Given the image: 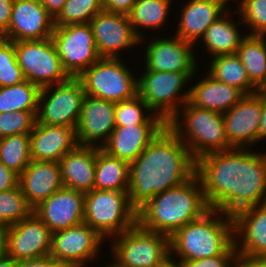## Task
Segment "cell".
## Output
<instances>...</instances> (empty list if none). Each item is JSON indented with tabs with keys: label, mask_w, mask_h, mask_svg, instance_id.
I'll return each mask as SVG.
<instances>
[{
	"label": "cell",
	"mask_w": 266,
	"mask_h": 267,
	"mask_svg": "<svg viewBox=\"0 0 266 267\" xmlns=\"http://www.w3.org/2000/svg\"><path fill=\"white\" fill-rule=\"evenodd\" d=\"M234 267H266V256L237 254Z\"/></svg>",
	"instance_id": "45"
},
{
	"label": "cell",
	"mask_w": 266,
	"mask_h": 267,
	"mask_svg": "<svg viewBox=\"0 0 266 267\" xmlns=\"http://www.w3.org/2000/svg\"><path fill=\"white\" fill-rule=\"evenodd\" d=\"M102 10V0H67L54 18V26L89 23Z\"/></svg>",
	"instance_id": "36"
},
{
	"label": "cell",
	"mask_w": 266,
	"mask_h": 267,
	"mask_svg": "<svg viewBox=\"0 0 266 267\" xmlns=\"http://www.w3.org/2000/svg\"><path fill=\"white\" fill-rule=\"evenodd\" d=\"M19 186V174L0 162V192Z\"/></svg>",
	"instance_id": "42"
},
{
	"label": "cell",
	"mask_w": 266,
	"mask_h": 267,
	"mask_svg": "<svg viewBox=\"0 0 266 267\" xmlns=\"http://www.w3.org/2000/svg\"><path fill=\"white\" fill-rule=\"evenodd\" d=\"M129 162L109 155L96 147L95 180L93 189L128 191Z\"/></svg>",
	"instance_id": "29"
},
{
	"label": "cell",
	"mask_w": 266,
	"mask_h": 267,
	"mask_svg": "<svg viewBox=\"0 0 266 267\" xmlns=\"http://www.w3.org/2000/svg\"><path fill=\"white\" fill-rule=\"evenodd\" d=\"M135 124H166L137 94L135 97L115 103V126Z\"/></svg>",
	"instance_id": "34"
},
{
	"label": "cell",
	"mask_w": 266,
	"mask_h": 267,
	"mask_svg": "<svg viewBox=\"0 0 266 267\" xmlns=\"http://www.w3.org/2000/svg\"><path fill=\"white\" fill-rule=\"evenodd\" d=\"M77 146L76 129L72 127L45 125L36 121L30 133L31 160L59 162Z\"/></svg>",
	"instance_id": "23"
},
{
	"label": "cell",
	"mask_w": 266,
	"mask_h": 267,
	"mask_svg": "<svg viewBox=\"0 0 266 267\" xmlns=\"http://www.w3.org/2000/svg\"><path fill=\"white\" fill-rule=\"evenodd\" d=\"M135 0H102L103 10L128 15Z\"/></svg>",
	"instance_id": "43"
},
{
	"label": "cell",
	"mask_w": 266,
	"mask_h": 267,
	"mask_svg": "<svg viewBox=\"0 0 266 267\" xmlns=\"http://www.w3.org/2000/svg\"><path fill=\"white\" fill-rule=\"evenodd\" d=\"M230 13L231 10H227L215 22L210 24L201 39L202 41H200L210 57L236 53L242 39L246 36L245 33L242 35L238 27L243 24L241 18H239V21H235L231 17L232 13ZM235 22L238 23L235 24Z\"/></svg>",
	"instance_id": "28"
},
{
	"label": "cell",
	"mask_w": 266,
	"mask_h": 267,
	"mask_svg": "<svg viewBox=\"0 0 266 267\" xmlns=\"http://www.w3.org/2000/svg\"><path fill=\"white\" fill-rule=\"evenodd\" d=\"M19 186L28 204L35 209L63 187L59 162L31 160L19 175Z\"/></svg>",
	"instance_id": "24"
},
{
	"label": "cell",
	"mask_w": 266,
	"mask_h": 267,
	"mask_svg": "<svg viewBox=\"0 0 266 267\" xmlns=\"http://www.w3.org/2000/svg\"><path fill=\"white\" fill-rule=\"evenodd\" d=\"M17 62L25 80L40 89L70 78L63 68L51 38L14 42Z\"/></svg>",
	"instance_id": "11"
},
{
	"label": "cell",
	"mask_w": 266,
	"mask_h": 267,
	"mask_svg": "<svg viewBox=\"0 0 266 267\" xmlns=\"http://www.w3.org/2000/svg\"><path fill=\"white\" fill-rule=\"evenodd\" d=\"M209 210L201 181L195 174L180 185L156 194L141 206L137 210V224L147 231L170 237Z\"/></svg>",
	"instance_id": "3"
},
{
	"label": "cell",
	"mask_w": 266,
	"mask_h": 267,
	"mask_svg": "<svg viewBox=\"0 0 266 267\" xmlns=\"http://www.w3.org/2000/svg\"><path fill=\"white\" fill-rule=\"evenodd\" d=\"M114 128L115 103L85 94L76 128L78 145L101 148L108 141Z\"/></svg>",
	"instance_id": "19"
},
{
	"label": "cell",
	"mask_w": 266,
	"mask_h": 267,
	"mask_svg": "<svg viewBox=\"0 0 266 267\" xmlns=\"http://www.w3.org/2000/svg\"><path fill=\"white\" fill-rule=\"evenodd\" d=\"M262 113V90L245 94L223 113L226 138L233 148H250L259 142Z\"/></svg>",
	"instance_id": "17"
},
{
	"label": "cell",
	"mask_w": 266,
	"mask_h": 267,
	"mask_svg": "<svg viewBox=\"0 0 266 267\" xmlns=\"http://www.w3.org/2000/svg\"><path fill=\"white\" fill-rule=\"evenodd\" d=\"M257 152L232 148L196 160V175L210 209L233 216L266 202V152Z\"/></svg>",
	"instance_id": "1"
},
{
	"label": "cell",
	"mask_w": 266,
	"mask_h": 267,
	"mask_svg": "<svg viewBox=\"0 0 266 267\" xmlns=\"http://www.w3.org/2000/svg\"><path fill=\"white\" fill-rule=\"evenodd\" d=\"M266 140V91L262 90V113L259 129V142Z\"/></svg>",
	"instance_id": "48"
},
{
	"label": "cell",
	"mask_w": 266,
	"mask_h": 267,
	"mask_svg": "<svg viewBox=\"0 0 266 267\" xmlns=\"http://www.w3.org/2000/svg\"><path fill=\"white\" fill-rule=\"evenodd\" d=\"M172 0H135L131 12L128 14L130 23L141 40L146 38L144 30L158 31L160 28H165L170 8L173 6ZM140 28V29H139ZM145 34V36H144Z\"/></svg>",
	"instance_id": "31"
},
{
	"label": "cell",
	"mask_w": 266,
	"mask_h": 267,
	"mask_svg": "<svg viewBox=\"0 0 266 267\" xmlns=\"http://www.w3.org/2000/svg\"><path fill=\"white\" fill-rule=\"evenodd\" d=\"M51 39L70 77H79L101 58L90 23L54 26Z\"/></svg>",
	"instance_id": "12"
},
{
	"label": "cell",
	"mask_w": 266,
	"mask_h": 267,
	"mask_svg": "<svg viewBox=\"0 0 266 267\" xmlns=\"http://www.w3.org/2000/svg\"><path fill=\"white\" fill-rule=\"evenodd\" d=\"M84 223L109 242L111 237L137 224V210L131 205L127 191L93 189L85 193Z\"/></svg>",
	"instance_id": "6"
},
{
	"label": "cell",
	"mask_w": 266,
	"mask_h": 267,
	"mask_svg": "<svg viewBox=\"0 0 266 267\" xmlns=\"http://www.w3.org/2000/svg\"><path fill=\"white\" fill-rule=\"evenodd\" d=\"M147 39L149 42L147 43ZM145 40V41H144ZM146 42L144 65L148 71L155 72H176V73H197L198 61L194 54V46L179 37H160L154 39L143 38L140 44ZM197 68V69H196Z\"/></svg>",
	"instance_id": "14"
},
{
	"label": "cell",
	"mask_w": 266,
	"mask_h": 267,
	"mask_svg": "<svg viewBox=\"0 0 266 267\" xmlns=\"http://www.w3.org/2000/svg\"><path fill=\"white\" fill-rule=\"evenodd\" d=\"M89 23L101 58H120V50L140 45L128 15L102 10Z\"/></svg>",
	"instance_id": "16"
},
{
	"label": "cell",
	"mask_w": 266,
	"mask_h": 267,
	"mask_svg": "<svg viewBox=\"0 0 266 267\" xmlns=\"http://www.w3.org/2000/svg\"><path fill=\"white\" fill-rule=\"evenodd\" d=\"M111 239L108 253L121 267H155L170 256V237L138 224Z\"/></svg>",
	"instance_id": "8"
},
{
	"label": "cell",
	"mask_w": 266,
	"mask_h": 267,
	"mask_svg": "<svg viewBox=\"0 0 266 267\" xmlns=\"http://www.w3.org/2000/svg\"><path fill=\"white\" fill-rule=\"evenodd\" d=\"M6 230L7 226L0 224V256L5 254Z\"/></svg>",
	"instance_id": "51"
},
{
	"label": "cell",
	"mask_w": 266,
	"mask_h": 267,
	"mask_svg": "<svg viewBox=\"0 0 266 267\" xmlns=\"http://www.w3.org/2000/svg\"><path fill=\"white\" fill-rule=\"evenodd\" d=\"M40 88L30 81L0 87V113L38 112Z\"/></svg>",
	"instance_id": "33"
},
{
	"label": "cell",
	"mask_w": 266,
	"mask_h": 267,
	"mask_svg": "<svg viewBox=\"0 0 266 267\" xmlns=\"http://www.w3.org/2000/svg\"><path fill=\"white\" fill-rule=\"evenodd\" d=\"M166 124L115 126L108 141L101 147L109 155L132 162L159 134Z\"/></svg>",
	"instance_id": "25"
},
{
	"label": "cell",
	"mask_w": 266,
	"mask_h": 267,
	"mask_svg": "<svg viewBox=\"0 0 266 267\" xmlns=\"http://www.w3.org/2000/svg\"><path fill=\"white\" fill-rule=\"evenodd\" d=\"M84 197L83 192L62 187L34 212L53 233L84 223Z\"/></svg>",
	"instance_id": "20"
},
{
	"label": "cell",
	"mask_w": 266,
	"mask_h": 267,
	"mask_svg": "<svg viewBox=\"0 0 266 267\" xmlns=\"http://www.w3.org/2000/svg\"><path fill=\"white\" fill-rule=\"evenodd\" d=\"M106 267H121V266H119L116 262L113 261L110 264L107 263Z\"/></svg>",
	"instance_id": "52"
},
{
	"label": "cell",
	"mask_w": 266,
	"mask_h": 267,
	"mask_svg": "<svg viewBox=\"0 0 266 267\" xmlns=\"http://www.w3.org/2000/svg\"><path fill=\"white\" fill-rule=\"evenodd\" d=\"M25 81L18 65L14 42L0 37V87H9Z\"/></svg>",
	"instance_id": "38"
},
{
	"label": "cell",
	"mask_w": 266,
	"mask_h": 267,
	"mask_svg": "<svg viewBox=\"0 0 266 267\" xmlns=\"http://www.w3.org/2000/svg\"><path fill=\"white\" fill-rule=\"evenodd\" d=\"M230 0H188L182 5L179 26L175 36L196 45L210 24L215 22L229 8ZM228 4V5H227Z\"/></svg>",
	"instance_id": "22"
},
{
	"label": "cell",
	"mask_w": 266,
	"mask_h": 267,
	"mask_svg": "<svg viewBox=\"0 0 266 267\" xmlns=\"http://www.w3.org/2000/svg\"><path fill=\"white\" fill-rule=\"evenodd\" d=\"M52 232L33 212L29 217L7 226L5 254L16 261L50 255Z\"/></svg>",
	"instance_id": "15"
},
{
	"label": "cell",
	"mask_w": 266,
	"mask_h": 267,
	"mask_svg": "<svg viewBox=\"0 0 266 267\" xmlns=\"http://www.w3.org/2000/svg\"><path fill=\"white\" fill-rule=\"evenodd\" d=\"M194 75L196 73L155 72L144 68L137 77V94L155 114L167 122L188 102L190 88L186 91L183 89L196 77Z\"/></svg>",
	"instance_id": "7"
},
{
	"label": "cell",
	"mask_w": 266,
	"mask_h": 267,
	"mask_svg": "<svg viewBox=\"0 0 266 267\" xmlns=\"http://www.w3.org/2000/svg\"><path fill=\"white\" fill-rule=\"evenodd\" d=\"M208 68V74L215 80L236 87L244 94L259 91L250 82L246 69L236 53L212 57Z\"/></svg>",
	"instance_id": "32"
},
{
	"label": "cell",
	"mask_w": 266,
	"mask_h": 267,
	"mask_svg": "<svg viewBox=\"0 0 266 267\" xmlns=\"http://www.w3.org/2000/svg\"><path fill=\"white\" fill-rule=\"evenodd\" d=\"M54 18L38 0H14L8 30L1 36L6 40L29 41L51 38Z\"/></svg>",
	"instance_id": "18"
},
{
	"label": "cell",
	"mask_w": 266,
	"mask_h": 267,
	"mask_svg": "<svg viewBox=\"0 0 266 267\" xmlns=\"http://www.w3.org/2000/svg\"><path fill=\"white\" fill-rule=\"evenodd\" d=\"M44 4L45 9L47 12L55 18L59 12L61 11L62 7L64 6L67 0H38Z\"/></svg>",
	"instance_id": "47"
},
{
	"label": "cell",
	"mask_w": 266,
	"mask_h": 267,
	"mask_svg": "<svg viewBox=\"0 0 266 267\" xmlns=\"http://www.w3.org/2000/svg\"><path fill=\"white\" fill-rule=\"evenodd\" d=\"M196 174V159L167 126L129 163L128 197L138 210L156 194Z\"/></svg>",
	"instance_id": "2"
},
{
	"label": "cell",
	"mask_w": 266,
	"mask_h": 267,
	"mask_svg": "<svg viewBox=\"0 0 266 267\" xmlns=\"http://www.w3.org/2000/svg\"><path fill=\"white\" fill-rule=\"evenodd\" d=\"M232 218L237 253L266 256V202L242 209Z\"/></svg>",
	"instance_id": "21"
},
{
	"label": "cell",
	"mask_w": 266,
	"mask_h": 267,
	"mask_svg": "<svg viewBox=\"0 0 266 267\" xmlns=\"http://www.w3.org/2000/svg\"><path fill=\"white\" fill-rule=\"evenodd\" d=\"M266 35H250L242 39L236 54L243 63L250 82L258 89H266Z\"/></svg>",
	"instance_id": "30"
},
{
	"label": "cell",
	"mask_w": 266,
	"mask_h": 267,
	"mask_svg": "<svg viewBox=\"0 0 266 267\" xmlns=\"http://www.w3.org/2000/svg\"><path fill=\"white\" fill-rule=\"evenodd\" d=\"M18 267H62L55 259L50 255L18 261Z\"/></svg>",
	"instance_id": "46"
},
{
	"label": "cell",
	"mask_w": 266,
	"mask_h": 267,
	"mask_svg": "<svg viewBox=\"0 0 266 267\" xmlns=\"http://www.w3.org/2000/svg\"><path fill=\"white\" fill-rule=\"evenodd\" d=\"M242 26L250 35H266V0H240L236 6Z\"/></svg>",
	"instance_id": "39"
},
{
	"label": "cell",
	"mask_w": 266,
	"mask_h": 267,
	"mask_svg": "<svg viewBox=\"0 0 266 267\" xmlns=\"http://www.w3.org/2000/svg\"><path fill=\"white\" fill-rule=\"evenodd\" d=\"M128 66L122 57L100 58L78 78L86 95L118 103L137 95V75Z\"/></svg>",
	"instance_id": "9"
},
{
	"label": "cell",
	"mask_w": 266,
	"mask_h": 267,
	"mask_svg": "<svg viewBox=\"0 0 266 267\" xmlns=\"http://www.w3.org/2000/svg\"><path fill=\"white\" fill-rule=\"evenodd\" d=\"M233 245L232 216L210 209L170 236V255L183 263L225 254Z\"/></svg>",
	"instance_id": "4"
},
{
	"label": "cell",
	"mask_w": 266,
	"mask_h": 267,
	"mask_svg": "<svg viewBox=\"0 0 266 267\" xmlns=\"http://www.w3.org/2000/svg\"><path fill=\"white\" fill-rule=\"evenodd\" d=\"M104 242L97 231L81 223L52 233L50 256L62 267H88L99 257Z\"/></svg>",
	"instance_id": "13"
},
{
	"label": "cell",
	"mask_w": 266,
	"mask_h": 267,
	"mask_svg": "<svg viewBox=\"0 0 266 267\" xmlns=\"http://www.w3.org/2000/svg\"><path fill=\"white\" fill-rule=\"evenodd\" d=\"M37 112L0 113V139L17 134H30L37 121Z\"/></svg>",
	"instance_id": "40"
},
{
	"label": "cell",
	"mask_w": 266,
	"mask_h": 267,
	"mask_svg": "<svg viewBox=\"0 0 266 267\" xmlns=\"http://www.w3.org/2000/svg\"><path fill=\"white\" fill-rule=\"evenodd\" d=\"M85 91L78 77L40 90L37 122L77 128Z\"/></svg>",
	"instance_id": "10"
},
{
	"label": "cell",
	"mask_w": 266,
	"mask_h": 267,
	"mask_svg": "<svg viewBox=\"0 0 266 267\" xmlns=\"http://www.w3.org/2000/svg\"><path fill=\"white\" fill-rule=\"evenodd\" d=\"M155 267H183V264L180 260L174 259V257L170 255Z\"/></svg>",
	"instance_id": "49"
},
{
	"label": "cell",
	"mask_w": 266,
	"mask_h": 267,
	"mask_svg": "<svg viewBox=\"0 0 266 267\" xmlns=\"http://www.w3.org/2000/svg\"><path fill=\"white\" fill-rule=\"evenodd\" d=\"M166 126L182 140L192 156H201L232 149L222 114L198 108L186 102L167 122Z\"/></svg>",
	"instance_id": "5"
},
{
	"label": "cell",
	"mask_w": 266,
	"mask_h": 267,
	"mask_svg": "<svg viewBox=\"0 0 266 267\" xmlns=\"http://www.w3.org/2000/svg\"><path fill=\"white\" fill-rule=\"evenodd\" d=\"M14 0H0V37L8 30Z\"/></svg>",
	"instance_id": "44"
},
{
	"label": "cell",
	"mask_w": 266,
	"mask_h": 267,
	"mask_svg": "<svg viewBox=\"0 0 266 267\" xmlns=\"http://www.w3.org/2000/svg\"><path fill=\"white\" fill-rule=\"evenodd\" d=\"M96 147L77 146L59 161L63 187L83 192L93 190Z\"/></svg>",
	"instance_id": "26"
},
{
	"label": "cell",
	"mask_w": 266,
	"mask_h": 267,
	"mask_svg": "<svg viewBox=\"0 0 266 267\" xmlns=\"http://www.w3.org/2000/svg\"><path fill=\"white\" fill-rule=\"evenodd\" d=\"M189 88L188 101L192 105L219 114L227 112L245 95L238 88L217 81L208 73Z\"/></svg>",
	"instance_id": "27"
},
{
	"label": "cell",
	"mask_w": 266,
	"mask_h": 267,
	"mask_svg": "<svg viewBox=\"0 0 266 267\" xmlns=\"http://www.w3.org/2000/svg\"><path fill=\"white\" fill-rule=\"evenodd\" d=\"M237 250L233 245L225 254L213 257L184 261L183 267H234Z\"/></svg>",
	"instance_id": "41"
},
{
	"label": "cell",
	"mask_w": 266,
	"mask_h": 267,
	"mask_svg": "<svg viewBox=\"0 0 266 267\" xmlns=\"http://www.w3.org/2000/svg\"><path fill=\"white\" fill-rule=\"evenodd\" d=\"M33 212L34 209L28 204L20 186L0 192V224L10 226Z\"/></svg>",
	"instance_id": "37"
},
{
	"label": "cell",
	"mask_w": 266,
	"mask_h": 267,
	"mask_svg": "<svg viewBox=\"0 0 266 267\" xmlns=\"http://www.w3.org/2000/svg\"><path fill=\"white\" fill-rule=\"evenodd\" d=\"M0 162L20 175L31 162L30 134L1 138Z\"/></svg>",
	"instance_id": "35"
},
{
	"label": "cell",
	"mask_w": 266,
	"mask_h": 267,
	"mask_svg": "<svg viewBox=\"0 0 266 267\" xmlns=\"http://www.w3.org/2000/svg\"><path fill=\"white\" fill-rule=\"evenodd\" d=\"M0 267H18V261L4 254L0 256Z\"/></svg>",
	"instance_id": "50"
}]
</instances>
